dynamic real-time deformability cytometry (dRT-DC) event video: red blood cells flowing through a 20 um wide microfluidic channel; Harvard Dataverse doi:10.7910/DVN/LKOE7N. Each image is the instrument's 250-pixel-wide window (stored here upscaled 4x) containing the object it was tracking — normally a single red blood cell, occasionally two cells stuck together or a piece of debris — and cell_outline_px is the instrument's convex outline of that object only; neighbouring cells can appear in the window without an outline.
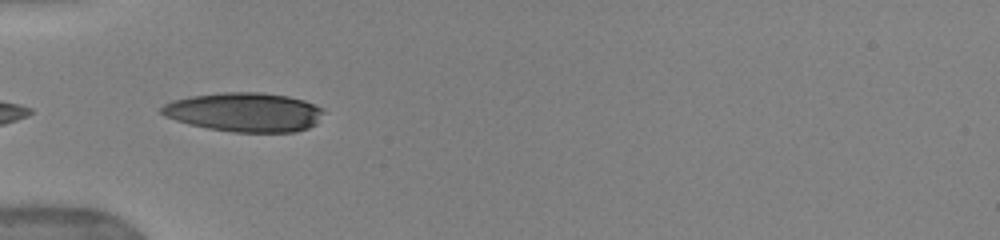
{"species": "human", "species_latin": "Homo sapiens", "temperature_condition": "warm", "stored_images_in_passage": 28, "camera_frame_rate_fps": 3000, "um_per_image_px": 0.085, "donor": {"sex": "female"}, "frame": {"image": 1, "passage_image": 1, "time_ms": 0.0, "image_size_px": [1000, 240], "cell_outline_px": [[324, 112], [316, 124], [308, 128], [296, 132], [232, 132], [208, 128], [188, 124], [164, 116], [160, 112], [160, 108], [164, 104], [172, 100], [192, 96], [224, 92], [260, 92], [288, 96], [304, 100], [320, 108]], "centroid_in_image_um": [20.77, 9.53], "position_along_channel_um": 64.2, "area_um2": 36.93}, "authors_computed_cell_mechanics": {"area_um2": 37.0787, "velocity_mm_per_s": 3.9476, "shape_relaxation_time_tau1_ms": 4.9504, "shape_relaxation_time_tau2_ms": 0.7317, "deformation_change_tau1": 0.2148, "deformation_change_tau2": 0.0635}}